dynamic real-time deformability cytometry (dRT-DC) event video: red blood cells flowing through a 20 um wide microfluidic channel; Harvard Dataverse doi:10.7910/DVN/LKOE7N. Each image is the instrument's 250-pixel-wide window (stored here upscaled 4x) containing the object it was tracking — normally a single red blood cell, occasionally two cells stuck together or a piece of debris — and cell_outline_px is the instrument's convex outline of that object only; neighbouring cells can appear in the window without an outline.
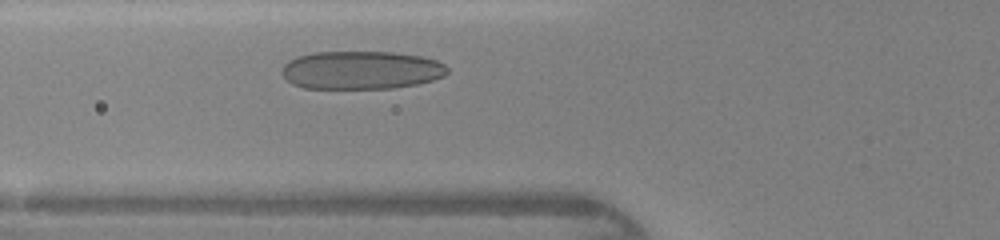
{"species": "human", "species_latin": "Homo sapiens", "temperature_condition": "warm", "stored_images_in_passage": 25, "camera_frame_rate_fps": 3000, "um_per_image_px": 0.085, "donor": {"sex": "female"}, "frame": {"image": 1, "passage_image": 5, "time_ms": 1.333, "image_size_px": [1000, 240], "cell_outline_px": [[448, 72], [444, 76], [432, 80], [416, 84], [396, 88], [304, 88], [292, 84], [280, 72], [284, 64], [288, 60], [296, 56], [312, 52], [396, 52], [420, 56], [436, 60], [444, 64], [448, 68]], "centroid_in_image_um": [30.68, 5.95], "position_along_channel_um": 95.1, "area_um2": 37.05}}
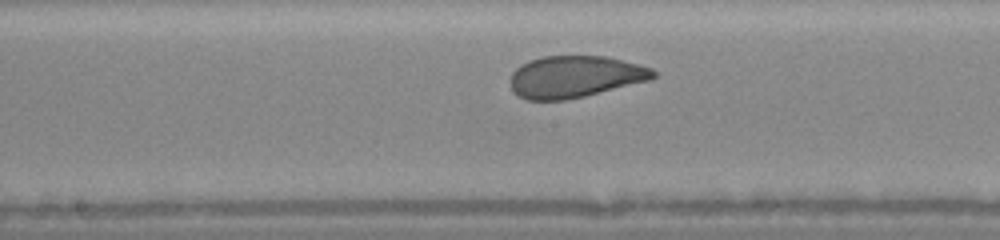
{"frame": {"image": 2, "passage_image": 12, "time_ms": 3.667, "image_size_px": [1000, 240], "cell_outline_px": [[656, 76], [652, 80], [584, 96], [564, 100], [528, 100], [520, 96], [512, 88], [508, 80], [512, 72], [520, 64], [528, 60], [544, 56], [604, 56], [652, 68], [656, 72]], "centroid_in_image_um": [48.85, 6.52], "position_along_channel_um": 199.3, "area_um2": 34.85}}
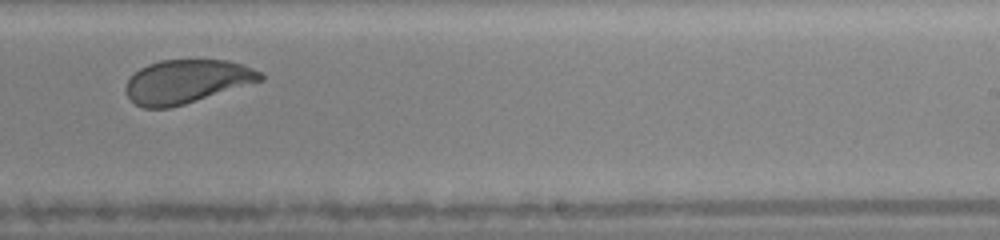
{"frame": {"image": 3, "passage_image": 17, "time_ms": 5.333, "image_size_px": [1000, 240], "cell_outline_px": [[264, 80], [184, 104], [168, 108], [144, 108], [136, 104], [128, 96], [124, 88], [128, 80], [140, 68], [148, 64], [160, 60], [228, 60], [252, 68], [260, 72], [264, 76]], "centroid_in_image_um": [15.86, 6.92], "position_along_channel_um": 273.1, "area_um2": 33.93}}